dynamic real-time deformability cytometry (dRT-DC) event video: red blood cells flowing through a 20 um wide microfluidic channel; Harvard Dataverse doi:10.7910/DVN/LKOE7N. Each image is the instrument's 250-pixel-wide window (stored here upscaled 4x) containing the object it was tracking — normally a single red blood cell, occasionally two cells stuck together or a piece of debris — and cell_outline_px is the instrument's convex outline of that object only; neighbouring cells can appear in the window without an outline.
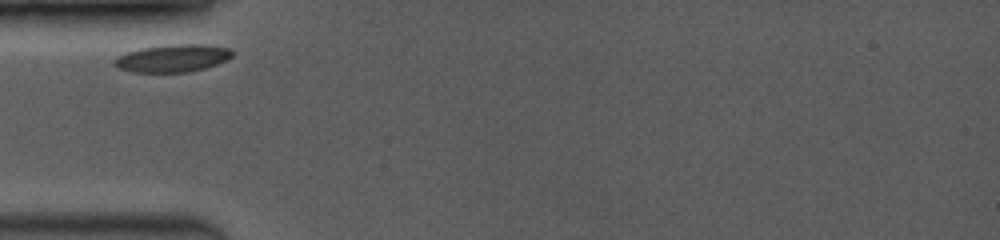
{"species": "common noctule bat (a hibernating species)", "species_latin": "Nyctalus noctula", "temperature_condition": "room temperature", "stored_images_in_passage": 5, "camera_frame_rate_fps": 3500, "um_per_image_px": 0.085, "animal": {"sex": "female", "body_mass_g": 19.0, "forearm_length_mm": 53.3}, "frame": {"image": 1, "passage_image": 1, "time_ms": 0.0, "image_size_px": [1000, 240], "cell_outline_px": [[232, 56], [228, 60], [204, 68], [188, 72], [132, 72], [116, 68], [112, 64], [112, 60], [116, 56], [124, 52], [140, 48], [168, 44], [208, 44], [228, 48], [232, 52]], "centroid_in_image_um": [14.6, 4.94], "position_along_channel_um": 70.4, "area_um2": 19.31}}
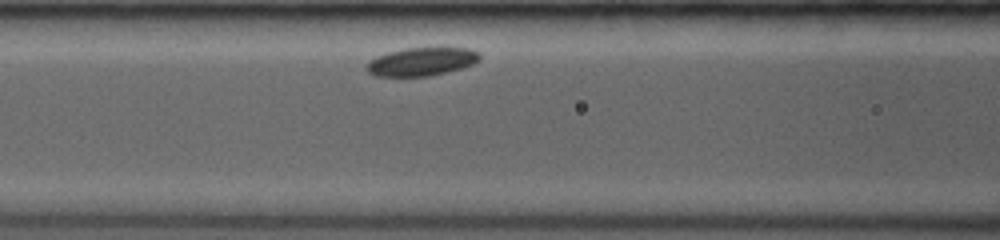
{"frame": {"image": 2, "passage_image": 3, "time_ms": 1.714, "image_size_px": [1000, 240], "cell_outline_px": [[480, 60], [472, 64], [448, 72], [428, 76], [376, 76], [368, 72], [364, 68], [364, 64], [368, 60], [376, 56], [388, 52], [404, 48], [468, 48], [480, 52]], "centroid_in_image_um": [35.78, 5.24], "position_along_channel_um": 130.8, "area_um2": 18.79}}
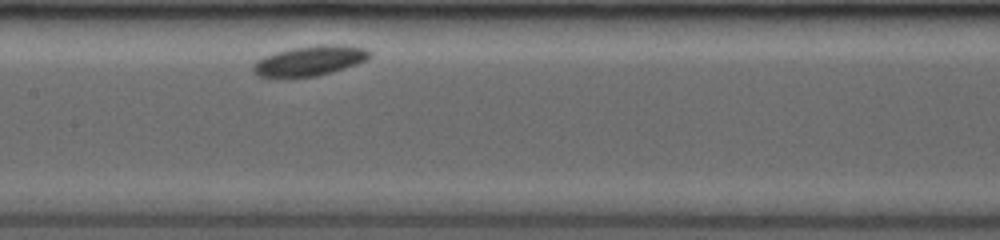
{"frame": {"image": 3, "passage_image": 5, "time_ms": 3.143, "image_size_px": [1000, 240], "cell_outline_px": [[372, 56], [368, 60], [332, 72], [316, 76], [284, 80], [276, 80], [260, 76], [252, 72], [252, 64], [256, 60], [264, 56], [276, 52], [292, 48], [316, 44], [344, 44], [364, 48], [372, 52]], "centroid_in_image_um": [26.28, 5.19], "position_along_channel_um": 181.1, "area_um2": 21.33}}